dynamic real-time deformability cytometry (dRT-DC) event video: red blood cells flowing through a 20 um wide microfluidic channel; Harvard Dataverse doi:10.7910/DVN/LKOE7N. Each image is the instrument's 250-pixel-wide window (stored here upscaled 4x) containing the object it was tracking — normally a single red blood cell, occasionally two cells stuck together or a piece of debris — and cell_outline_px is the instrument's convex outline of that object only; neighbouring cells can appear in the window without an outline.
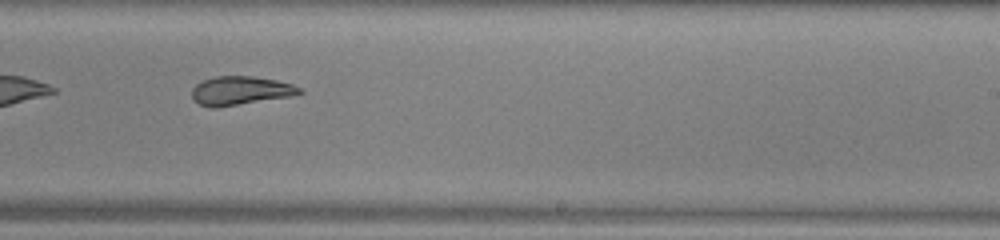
{"species": "common noctule bat (a hibernating species)", "species_latin": "Nyctalus noctula", "temperature_condition": "warm", "stored_images_in_passage": 35, "camera_frame_rate_fps": 3000, "um_per_image_px": 0.085, "animal": {"sex": "male", "body_mass_g": 13.0, "forearm_length_mm": 53.1}, "frame": {"image": 1, "passage_image": 16, "time_ms": 5.0, "image_size_px": [1000, 240], "cell_outline_px": [[304, 92], [292, 96], [212, 108], [200, 104], [192, 100], [192, 88], [200, 80], [216, 76], [252, 76], [276, 80], [292, 84], [300, 88]], "centroid_in_image_um": [20.4, 7.69], "position_along_channel_um": 268.6, "area_um2": 17.98}}